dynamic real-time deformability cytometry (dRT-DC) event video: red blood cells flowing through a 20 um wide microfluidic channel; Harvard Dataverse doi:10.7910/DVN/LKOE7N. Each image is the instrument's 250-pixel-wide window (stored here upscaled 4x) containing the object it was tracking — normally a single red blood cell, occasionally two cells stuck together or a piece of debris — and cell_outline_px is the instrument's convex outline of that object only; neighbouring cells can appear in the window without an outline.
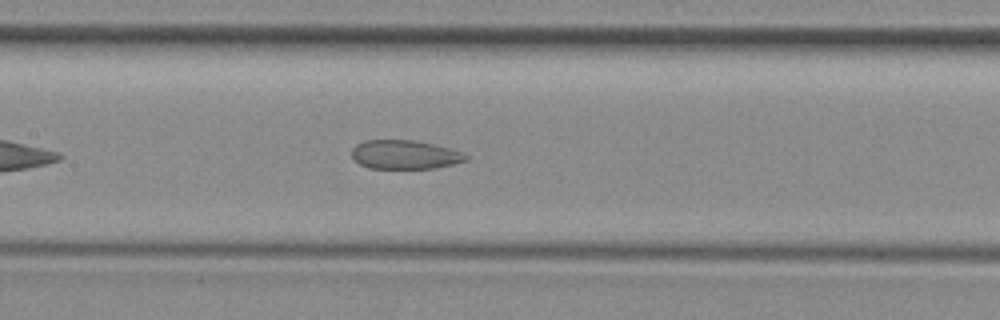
{"species": "common noctule bat (a hibernating species)", "species_latin": "Nyctalus noctula", "temperature_condition": "room temperature", "stored_images_in_passage": 32, "camera_frame_rate_fps": 3000, "um_per_image_px": 0.085, "animal": {"sex": "female", "body_mass_g": 29.2, "forearm_length_mm": 56.3}, "frame": {"image": 1, "passage_image": 12, "time_ms": 3.667, "image_size_px": [1000, 320], "cell_outline_px": [[468, 160], [436, 168], [368, 168], [360, 164], [352, 156], [352, 148], [356, 144], [364, 140], [412, 140], [432, 144], [464, 152], [468, 156]], "centroid_in_image_um": [34.41, 13.14], "position_along_channel_um": 173.0, "area_um2": 19.13}}
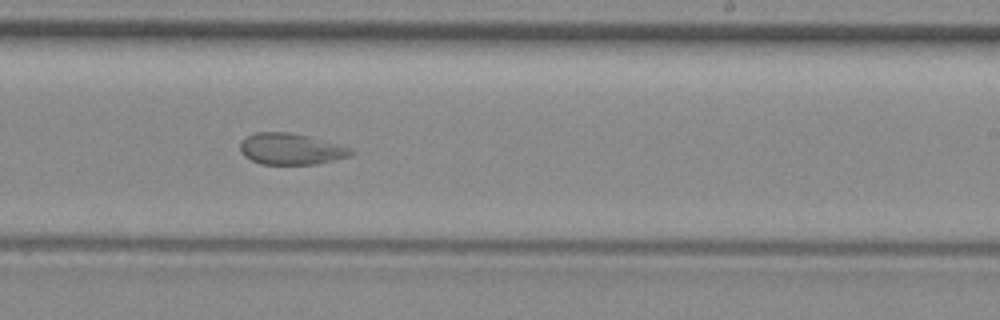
{"frame": {"image": 2, "passage_image": 19, "time_ms": 6.0, "image_size_px": [1000, 320], "cell_outline_px": [[356, 152], [352, 156], [316, 164], [260, 164], [244, 156], [240, 152], [240, 144], [248, 136], [256, 132], [288, 132], [308, 136], [352, 148]], "centroid_in_image_um": [24.76, 12.67], "position_along_channel_um": 264.2, "area_um2": 20.17}}
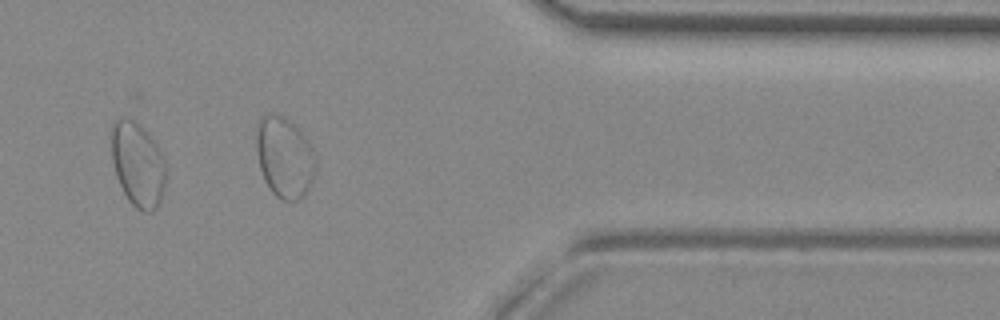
{"frame": {"image": 3, "passage_image": 30, "time_ms": 9.667, "image_size_px": [1000, 320], "cell_outline_px": [[168, 172], [160, 204], [152, 212], [144, 212], [136, 208], [128, 200], [116, 176], [112, 160], [112, 124], [120, 116], [124, 116], [140, 124], [148, 132], [160, 148], [164, 156], [168, 168]], "centroid_in_image_um": [11.76, 13.97], "position_along_channel_um": 399.6, "area_um2": 27.46}}